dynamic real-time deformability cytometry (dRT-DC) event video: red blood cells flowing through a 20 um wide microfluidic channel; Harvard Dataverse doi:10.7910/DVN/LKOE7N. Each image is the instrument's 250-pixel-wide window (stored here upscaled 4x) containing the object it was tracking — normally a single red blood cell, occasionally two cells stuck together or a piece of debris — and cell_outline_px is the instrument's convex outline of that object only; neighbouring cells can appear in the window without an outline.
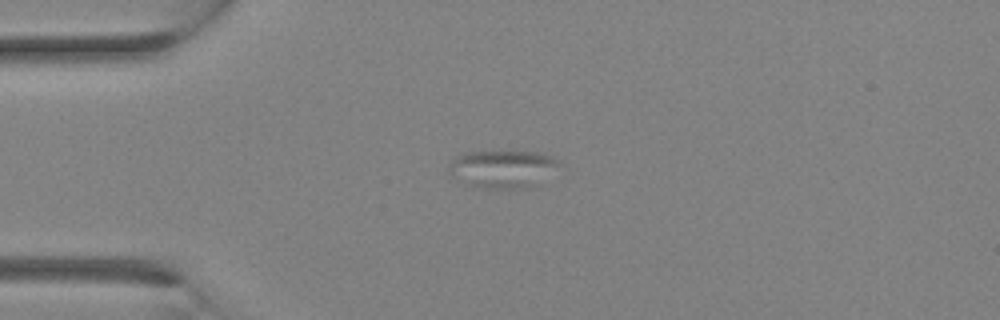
{"species": "Egyptian fruit bat (a non-hibernating species)", "species_latin": "Rousettus aegyptiacus", "temperature_condition": "room temperature", "stored_images_in_passage": 1, "camera_frame_rate_fps": 3000, "um_per_image_px": 0.085, "animal": {"sex": "female"}, "frame": {"image": 1, "passage_image": 1, "time_ms": 0.0, "image_size_px": [1000, 320], "cell_outline_px": [[560, 164], [540, 184], [524, 188], [476, 188], [448, 176], [448, 164], [456, 156], [464, 152], [536, 152], [552, 156], [560, 160]], "centroid_in_image_um": [42.68, 14.37], "position_along_channel_um": 42.3, "area_um2": 24.51}}